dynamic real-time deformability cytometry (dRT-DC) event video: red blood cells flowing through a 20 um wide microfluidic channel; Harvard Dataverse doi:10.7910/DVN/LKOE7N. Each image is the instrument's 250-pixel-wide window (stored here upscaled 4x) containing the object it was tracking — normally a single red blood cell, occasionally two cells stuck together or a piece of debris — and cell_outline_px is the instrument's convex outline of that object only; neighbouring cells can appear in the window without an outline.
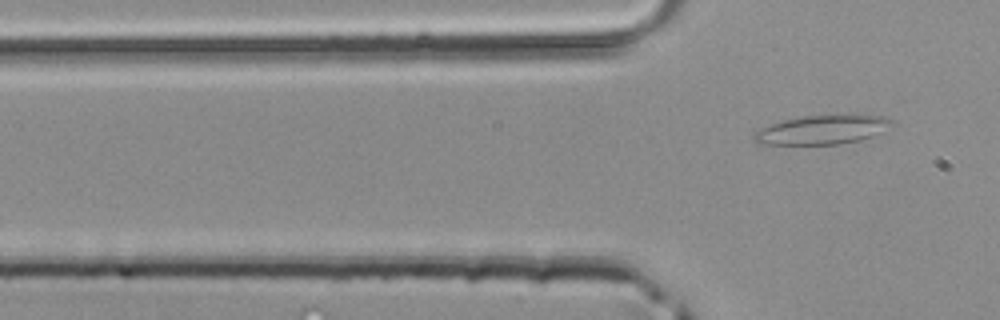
{"species": "common noctule bat (a hibernating species)", "species_latin": "Nyctalus noctula", "temperature_condition": "room temperature", "stored_images_in_passage": 3, "segment_of_instrument_passage": [2, 2], "camera_frame_rate_fps": 3000, "um_per_image_px": 0.085, "animal": {"sex": "male", "body_mass_g": 20.4}, "frame": {"image": 1, "passage_image": 3, "time_ms": 0.667, "image_size_px": [1000, 320], "cell_outline_px": [[896, 120], [880, 132], [872, 136], [860, 140], [840, 144], [760, 144], [752, 140], [752, 136], [760, 128], [784, 120], [804, 116], [840, 112], [868, 112], [888, 116]], "centroid_in_image_um": [70.02, 10.96], "position_along_channel_um": 55.8, "area_um2": 24.45}}